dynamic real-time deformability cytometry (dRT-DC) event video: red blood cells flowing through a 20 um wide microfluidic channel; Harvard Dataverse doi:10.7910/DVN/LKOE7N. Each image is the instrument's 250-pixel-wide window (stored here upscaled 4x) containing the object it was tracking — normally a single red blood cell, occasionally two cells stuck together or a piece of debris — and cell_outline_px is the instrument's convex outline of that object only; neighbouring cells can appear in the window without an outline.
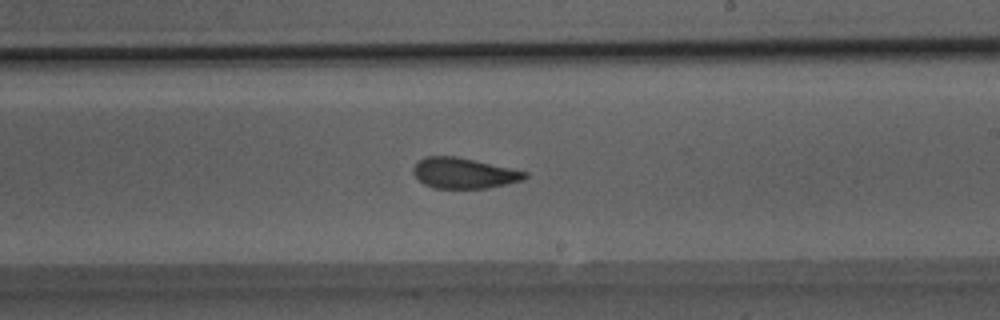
{"species": "Egyptian fruit bat (a non-hibernating species)", "species_latin": "Rousettus aegyptiacus", "temperature_condition": "room temperature", "stored_images_in_passage": 50, "camera_frame_rate_fps": 3000, "um_per_image_px": 0.085, "animal": {"sex": "male"}, "frame": {"image": 1, "passage_image": 30, "time_ms": 9.667, "image_size_px": [1000, 320], "cell_outline_px": [[528, 176], [524, 180], [488, 188], [432, 188], [424, 184], [412, 172], [412, 168], [416, 160], [424, 156], [456, 156], [528, 172]], "centroid_in_image_um": [39.39, 14.71], "position_along_channel_um": 249.6, "area_um2": 20.0}}
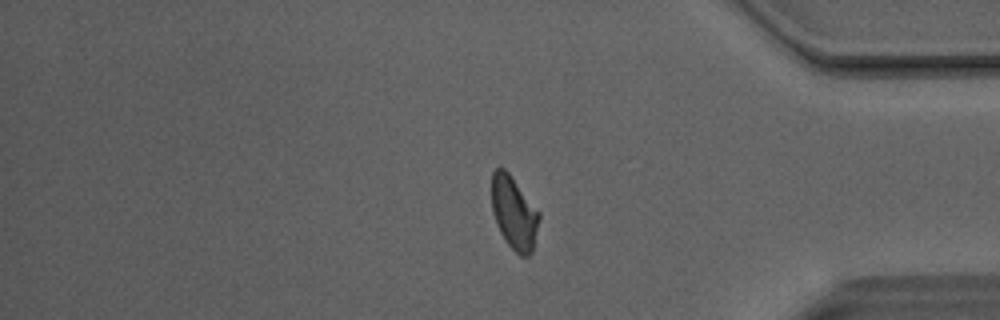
{"frame": {"image": 2, "passage_image": 42, "time_ms": 13.667, "image_size_px": [1000, 320], "cell_outline_px": [[540, 220], [532, 252], [528, 256], [520, 256], [508, 244], [500, 232], [496, 224], [492, 212], [492, 172], [496, 168], [504, 168], [508, 172], [540, 212]], "centroid_in_image_um": [43.7, 18.1], "position_along_channel_um": 391.5, "area_um2": 20.17}}
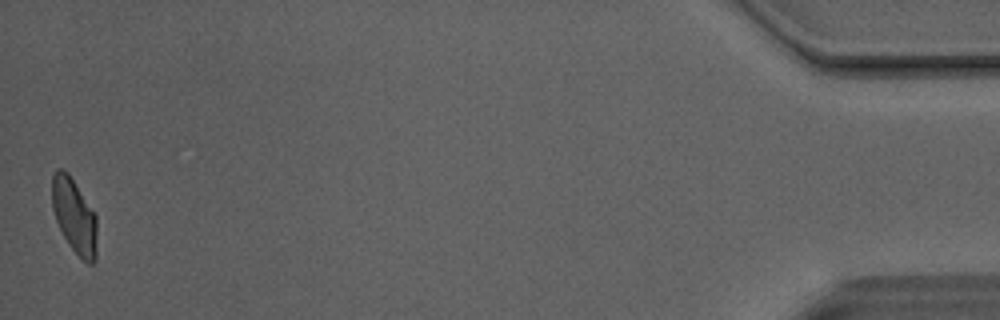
{"frame": {"image": 3, "passage_image": 50, "time_ms": 16.333, "image_size_px": [1000, 320], "cell_outline_px": [[96, 260], [92, 264], [88, 264], [68, 244], [56, 220], [52, 208], [52, 176], [56, 168], [64, 168], [68, 172], [96, 216]], "centroid_in_image_um": [6.3, 18.33], "position_along_channel_um": 428.9, "area_um2": 19.36}, "authors_computed_cell_mechanics": {"area_um2": 20.808, "velocity_mm_per_s": 4.1021, "shape_relaxation_time_tau1_ms": 5.7407, "shape_relaxation_time_tau2_ms": 1.0619, "deformation_change_tau1": 0.1397, "deformation_change_tau2": 0.0645}}